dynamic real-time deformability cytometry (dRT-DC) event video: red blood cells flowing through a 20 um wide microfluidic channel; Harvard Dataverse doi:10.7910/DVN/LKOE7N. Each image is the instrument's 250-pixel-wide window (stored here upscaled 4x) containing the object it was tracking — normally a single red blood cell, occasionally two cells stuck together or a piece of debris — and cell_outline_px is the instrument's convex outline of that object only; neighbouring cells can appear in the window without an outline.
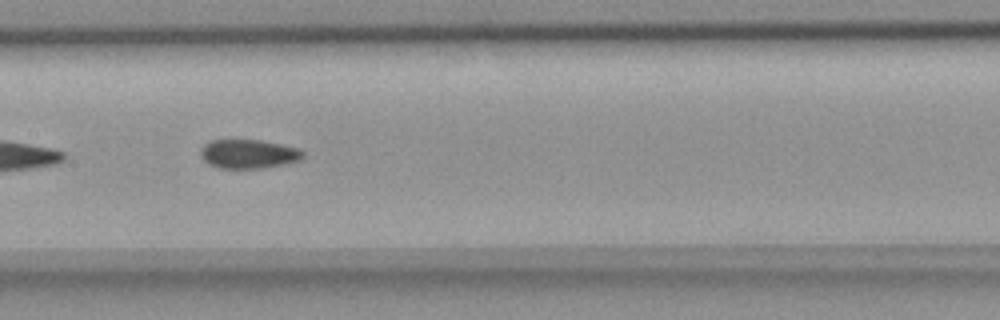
{"species": "common noctule bat (a hibernating species)", "species_latin": "Nyctalus noctula", "temperature_condition": "room temperature", "stored_images_in_passage": 40, "camera_frame_rate_fps": 3000, "um_per_image_px": 0.085, "animal": {"sex": "female", "body_mass_g": 18.4}, "frame": {"image": 1, "passage_image": 12, "time_ms": 3.667, "image_size_px": [1000, 320], "cell_outline_px": [[304, 156], [300, 160], [284, 164], [260, 168], [220, 168], [208, 164], [200, 156], [200, 152], [204, 144], [212, 140], [260, 140], [300, 148], [304, 152]], "centroid_in_image_um": [21.13, 13.08], "position_along_channel_um": 186.3, "area_um2": 17.28}}
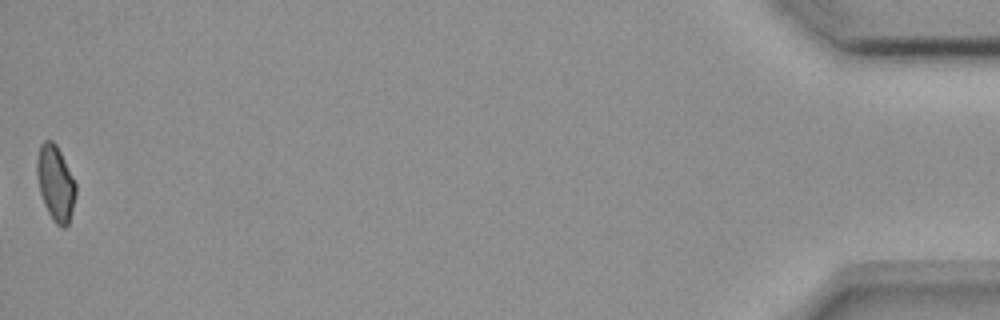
{"frame": {"image": 2, "passage_image": 40, "time_ms": 13.0, "image_size_px": [1000, 320], "cell_outline_px": [[76, 196], [68, 224], [64, 228], [60, 228], [52, 220], [44, 204], [40, 192], [36, 172], [36, 164], [40, 144], [44, 140], [52, 140], [56, 144], [76, 184]], "centroid_in_image_um": [4.71, 15.59], "position_along_channel_um": 430.5, "area_um2": 16.99}, "authors_computed_cell_mechanics": {"area_um2": 17.7157, "velocity_mm_per_s": 3.6585, "shape_relaxation_time_tau1_ms": null, "shape_relaxation_time_tau2_ms": 1.7677, "deformation_change_tau1": null, "deformation_change_tau2": 0.0694}}